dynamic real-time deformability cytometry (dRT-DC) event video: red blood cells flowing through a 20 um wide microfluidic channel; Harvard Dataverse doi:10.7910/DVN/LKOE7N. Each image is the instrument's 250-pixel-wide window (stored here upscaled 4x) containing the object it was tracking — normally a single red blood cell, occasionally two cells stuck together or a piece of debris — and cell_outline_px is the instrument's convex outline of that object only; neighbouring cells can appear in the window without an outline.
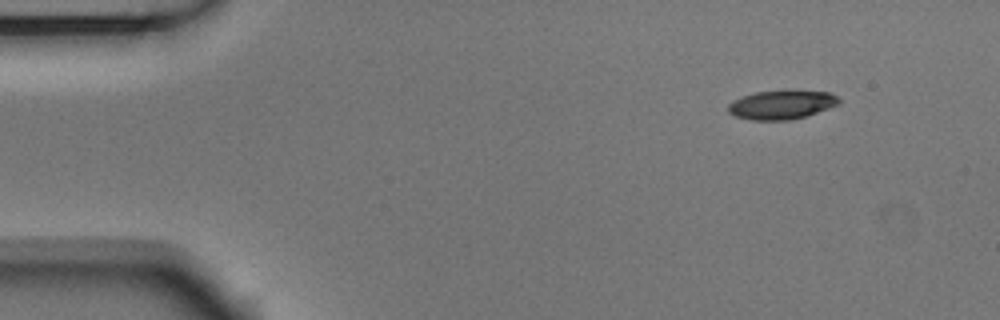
{"species": "Egyptian fruit bat (a non-hibernating species)", "species_latin": "Rousettus aegyptiacus", "temperature_condition": "room temperature", "stored_images_in_passage": 49, "camera_frame_rate_fps": 3000, "um_per_image_px": 0.085, "animal": {"sex": "male"}, "frame": {"image": 1, "passage_image": 1, "time_ms": 0.0, "image_size_px": [1000, 320], "cell_outline_px": [[840, 104], [804, 116], [788, 120], [752, 120], [736, 116], [728, 112], [728, 104], [732, 100], [756, 92], [788, 88], [792, 88], [832, 92], [840, 100]], "centroid_in_image_um": [66.46, 8.85], "position_along_channel_um": 18.5, "area_um2": 19.19}}
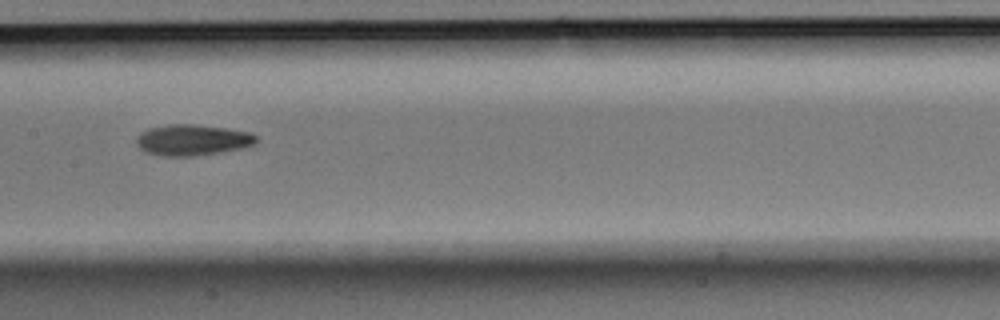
{"frame": {"image": 2, "passage_image": 22, "time_ms": 7.0, "image_size_px": [1000, 320], "cell_outline_px": [[260, 140], [256, 144], [240, 148], [220, 152], [196, 156], [160, 156], [148, 152], [140, 148], [136, 144], [136, 136], [140, 132], [148, 128], [168, 124], [196, 124], [228, 128], [252, 132]], "centroid_in_image_um": [16.37, 11.89], "position_along_channel_um": 191.0, "area_um2": 21.96}}
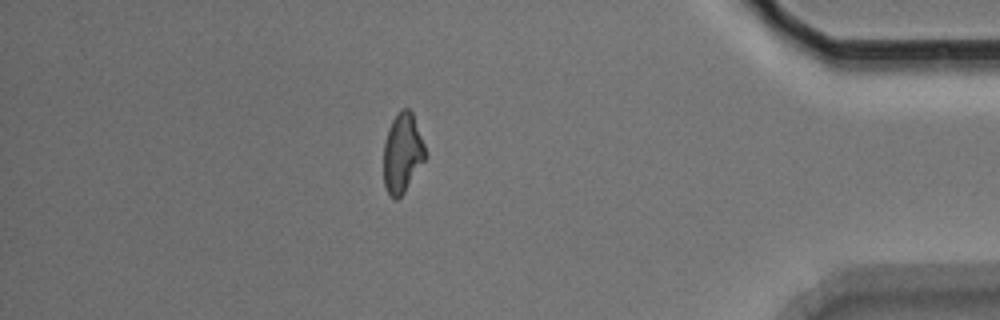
{"frame": {"image": 3, "passage_image": 42, "time_ms": 13.667, "image_size_px": [1000, 320], "cell_outline_px": [[428, 156], [404, 192], [396, 200], [388, 192], [384, 184], [384, 144], [388, 128], [392, 120], [400, 108], [408, 108], [412, 112], [424, 144]], "centroid_in_image_um": [34.22, 12.98], "position_along_channel_um": 401.0, "area_um2": 19.31}, "authors_computed_cell_mechanics": {"area_um2": 20.3456, "velocity_mm_per_s": 3.7384, "shape_relaxation_time_tau1_ms": 5.6688, "shape_relaxation_time_tau2_ms": 3.8143, "deformation_change_tau1": 0.1835, "deformation_change_tau2": 0.1054}}